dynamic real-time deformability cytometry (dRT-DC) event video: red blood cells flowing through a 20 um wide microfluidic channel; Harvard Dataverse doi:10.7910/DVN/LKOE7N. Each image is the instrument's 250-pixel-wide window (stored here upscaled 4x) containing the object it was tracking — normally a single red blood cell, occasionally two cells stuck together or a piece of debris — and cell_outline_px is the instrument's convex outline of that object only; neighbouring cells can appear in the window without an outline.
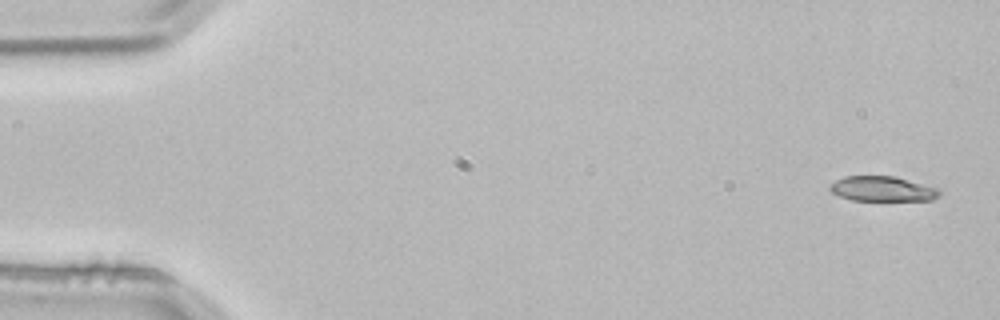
{"species": "common noctule bat (a hibernating species)", "species_latin": "Nyctalus noctula", "temperature_condition": "room temperature", "stored_images_in_passage": 3, "camera_frame_rate_fps": 3000, "um_per_image_px": 0.085, "animal": {"sex": "male", "body_mass_g": 21.5, "forearm_length_mm": 52.0}, "frame": {"image": 1, "passage_image": 1, "time_ms": 0.0, "image_size_px": [1000, 320], "cell_outline_px": [[940, 192], [932, 200], [852, 200], [840, 196], [832, 192], [828, 188], [836, 180], [844, 176], [892, 176], [940, 188]], "centroid_in_image_um": [75.0, 16.05], "position_along_channel_um": 10.0, "area_um2": 15.72}}
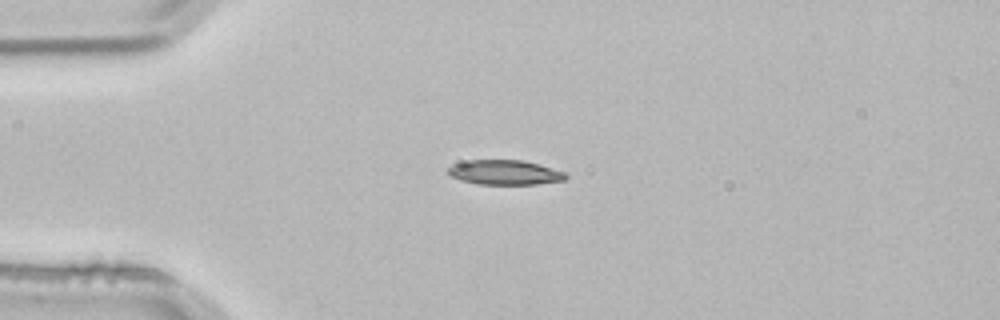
{"frame": {"image": 2, "passage_image": 3, "time_ms": 0.667, "image_size_px": [1000, 320], "cell_outline_px": [[568, 176], [564, 180], [536, 184], [476, 184], [460, 180], [444, 172], [452, 164], [468, 160], [524, 160], [540, 164], [564, 172]], "centroid_in_image_um": [42.87, 14.65], "position_along_channel_um": 42.1, "area_um2": 17.05}}